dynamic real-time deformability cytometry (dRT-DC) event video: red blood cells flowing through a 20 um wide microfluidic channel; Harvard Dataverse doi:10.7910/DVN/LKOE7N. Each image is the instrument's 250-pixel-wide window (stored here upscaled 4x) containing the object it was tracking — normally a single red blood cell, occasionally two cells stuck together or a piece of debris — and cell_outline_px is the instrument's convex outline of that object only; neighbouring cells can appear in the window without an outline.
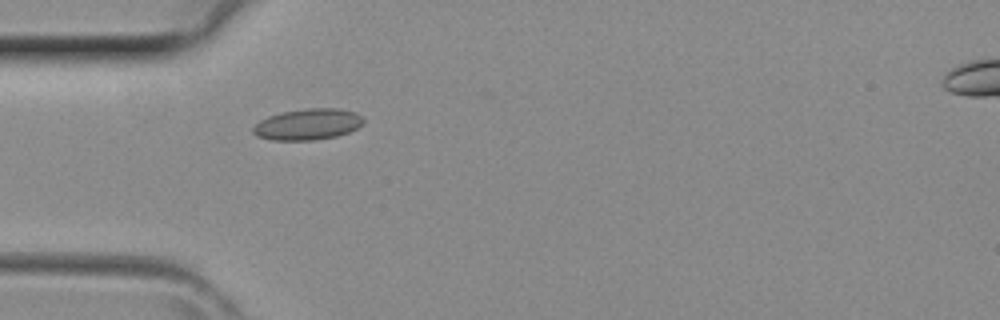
{"species": "common noctule bat (a hibernating species)", "species_latin": "Nyctalus noctula", "temperature_condition": "room temperature", "stored_images_in_passage": 30, "segment_of_instrument_passage": [1, 2], "camera_frame_rate_fps": 3000, "um_per_image_px": 0.085, "animal": {"sex": "female", "body_mass_g": 29.2, "forearm_length_mm": 56.3}, "frame": {"image": 1, "passage_image": 2, "time_ms": 0.333, "image_size_px": [1000, 320], "cell_outline_px": [[364, 124], [348, 132], [336, 136], [316, 140], [272, 140], [256, 136], [252, 132], [252, 128], [260, 120], [268, 116], [284, 112], [308, 108], [340, 108], [356, 112], [364, 120]], "centroid_in_image_um": [26.16, 10.57], "position_along_channel_um": 58.8, "area_um2": 20.06}}
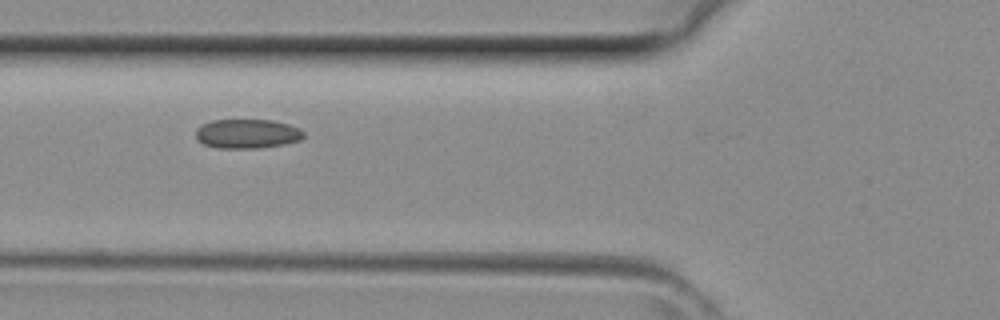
{"frame": {"image": 2, "passage_image": 5, "time_ms": 1.333, "image_size_px": [1000, 320], "cell_outline_px": [[304, 136], [300, 140], [284, 144], [256, 148], [216, 148], [204, 144], [196, 140], [196, 128], [212, 120], [272, 120], [288, 124], [300, 128], [304, 132]], "centroid_in_image_um": [21.0, 11.37], "position_along_channel_um": 104.8, "area_um2": 18.44}}